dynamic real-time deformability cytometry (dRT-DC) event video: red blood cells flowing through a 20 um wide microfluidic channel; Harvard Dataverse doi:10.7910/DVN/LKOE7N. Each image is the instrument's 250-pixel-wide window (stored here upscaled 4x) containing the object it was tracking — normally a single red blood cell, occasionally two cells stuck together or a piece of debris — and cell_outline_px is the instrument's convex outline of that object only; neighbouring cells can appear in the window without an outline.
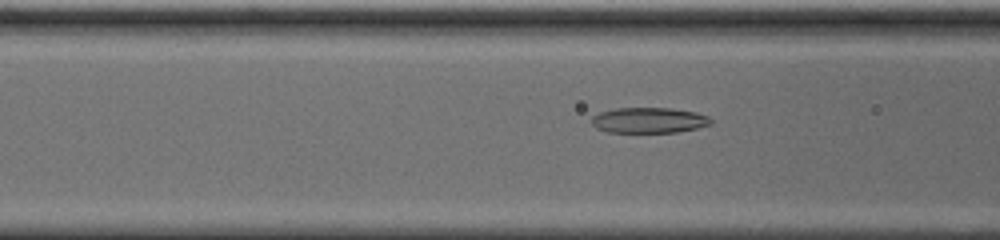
{"species": "common noctule bat (a hibernating species)", "species_latin": "Nyctalus noctula", "temperature_condition": "cold", "stored_images_in_passage": 54, "camera_frame_rate_fps": 3000, "um_per_image_px": 0.085, "animal": {"sex": "male", "body_mass_g": 20.0, "forearm_length_mm": 53.3}, "frame": {"image": 1, "passage_image": 19, "time_ms": 6.0, "image_size_px": [1000, 240], "cell_outline_px": [[712, 124], [696, 128], [676, 132], [608, 132], [596, 128], [592, 124], [592, 116], [600, 112], [616, 108], [672, 108], [696, 112], [708, 116], [712, 120]], "centroid_in_image_um": [55.16, 10.22], "position_along_channel_um": 111.4, "area_um2": 17.74}}
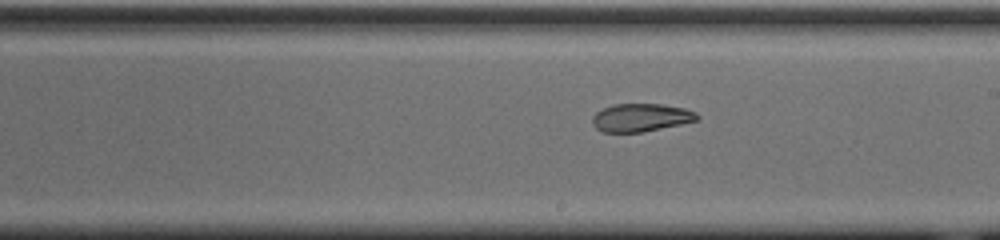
{"frame": {"image": 2, "passage_image": 29, "time_ms": 9.333, "image_size_px": [1000, 240], "cell_outline_px": [[700, 120], [640, 132], [604, 132], [596, 128], [592, 124], [592, 116], [596, 112], [612, 104], [664, 104], [684, 108], [696, 112], [700, 116]], "centroid_in_image_um": [54.49, 9.98], "position_along_channel_um": 234.5, "area_um2": 17.11}}
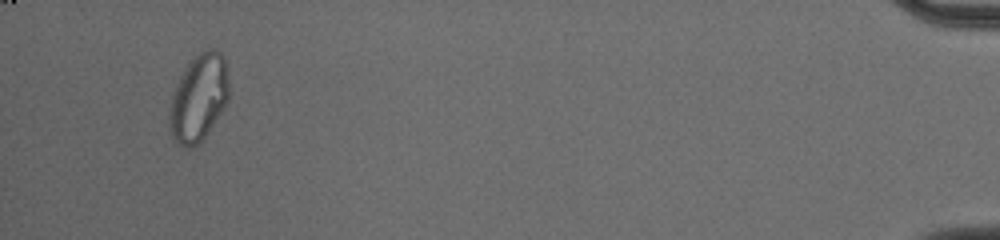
{"frame": {"image": 3, "passage_image": 51, "time_ms": 16.667, "image_size_px": [1000, 240], "cell_outline_px": [[228, 100], [204, 136], [196, 144], [188, 148], [176, 144], [172, 136], [168, 124], [168, 108], [172, 92], [180, 76], [188, 64], [204, 48], [216, 48], [224, 56], [228, 80]], "centroid_in_image_um": [16.85, 8.29], "position_along_channel_um": 418.4, "area_um2": 30.06}, "authors_computed_cell_mechanics": {"area_um2": 19.7676, "velocity_mm_per_s": 3.6938, "shape_relaxation_time_tau1_ms": null, "shape_relaxation_time_tau2_ms": 2.2721, "deformation_change_tau1": null, "deformation_change_tau2": 0.0724}}